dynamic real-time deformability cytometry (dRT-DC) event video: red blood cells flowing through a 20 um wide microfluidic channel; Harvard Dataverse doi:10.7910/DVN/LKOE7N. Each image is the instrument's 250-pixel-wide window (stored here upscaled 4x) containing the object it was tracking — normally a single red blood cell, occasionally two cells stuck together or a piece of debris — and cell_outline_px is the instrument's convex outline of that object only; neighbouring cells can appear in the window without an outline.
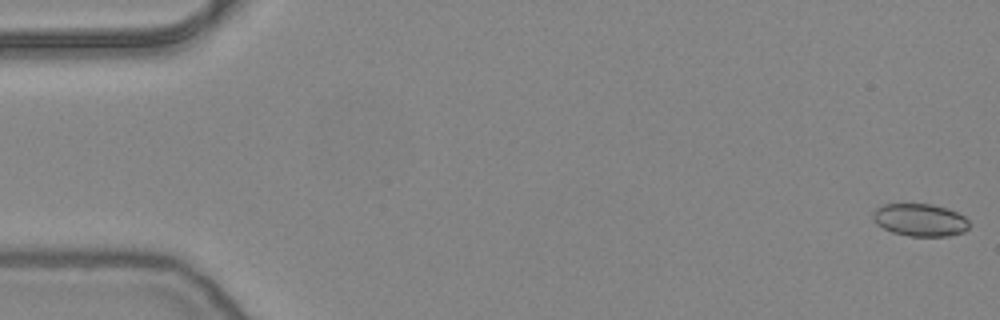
{"species": "common noctule bat (a hibernating species)", "species_latin": "Nyctalus noctula", "temperature_condition": "warm", "stored_images_in_passage": 53, "camera_frame_rate_fps": 3000, "um_per_image_px": 0.085, "animal": {"sex": "female", "body_mass_g": 24.6, "forearm_length_mm": 56.2}, "frame": {"image": 1, "passage_image": 1, "time_ms": 0.0, "image_size_px": [1000, 320], "cell_outline_px": [[968, 228], [964, 232], [948, 236], [908, 236], [892, 232], [876, 224], [872, 216], [872, 212], [876, 208], [884, 204], [932, 204], [948, 208], [964, 216], [968, 220]], "centroid_in_image_um": [78.19, 18.69], "position_along_channel_um": 6.8, "area_um2": 18.32}}
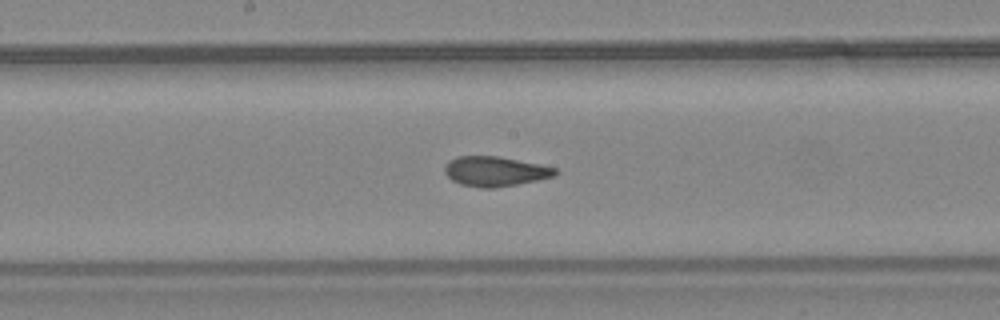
{"frame": {"image": 2, "passage_image": 28, "time_ms": 9.0, "image_size_px": [1000, 320], "cell_outline_px": [[560, 172], [556, 176], [496, 188], [480, 188], [460, 184], [452, 180], [444, 172], [444, 168], [448, 160], [456, 156], [496, 156], [540, 164], [556, 168]], "centroid_in_image_um": [42.08, 14.56], "position_along_channel_um": 206.1, "area_um2": 19.31}}
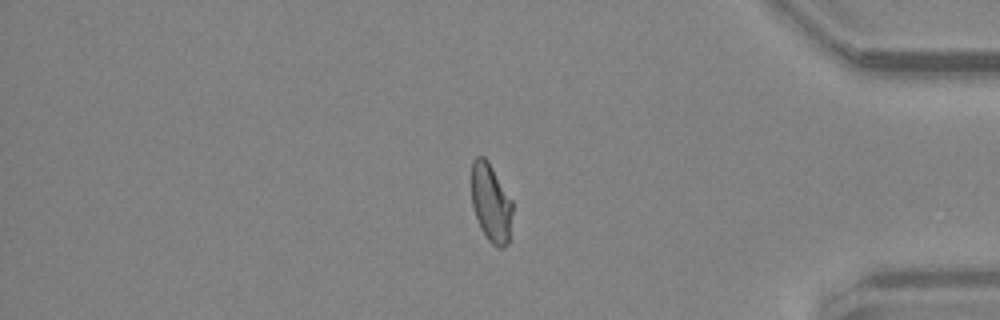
{"frame": {"image": 3, "passage_image": 45, "time_ms": 14.667, "image_size_px": [1000, 320], "cell_outline_px": [[512, 212], [508, 244], [504, 248], [496, 248], [488, 240], [480, 228], [472, 204], [472, 160], [476, 156], [484, 156], [488, 160], [512, 200]], "centroid_in_image_um": [41.73, 17.25], "position_along_channel_um": 393.5, "area_um2": 18.79}, "authors_computed_cell_mechanics": {"area_um2": 19.2474, "velocity_mm_per_s": 3.843, "shape_relaxation_time_tau1_ms": null, "shape_relaxation_time_tau2_ms": 1.2989, "deformation_change_tau1": null, "deformation_change_tau2": 0.0623}}